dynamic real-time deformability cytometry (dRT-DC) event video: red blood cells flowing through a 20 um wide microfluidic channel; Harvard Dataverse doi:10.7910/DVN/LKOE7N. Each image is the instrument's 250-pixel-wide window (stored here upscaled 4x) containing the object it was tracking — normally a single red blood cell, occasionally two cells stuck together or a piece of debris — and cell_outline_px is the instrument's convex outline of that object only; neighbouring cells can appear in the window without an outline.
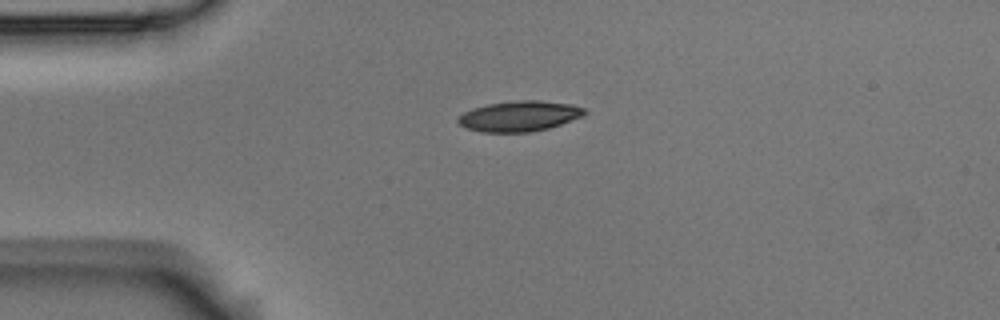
{"species": "Egyptian fruit bat (a non-hibernating species)", "species_latin": "Rousettus aegyptiacus", "temperature_condition": "room temperature", "stored_images_in_passage": 7, "camera_frame_rate_fps": 3000, "um_per_image_px": 0.085, "animal": {"sex": "male"}, "frame": {"image": 1, "passage_image": 1, "time_ms": 0.0, "image_size_px": [1000, 320], "cell_outline_px": [[588, 112], [584, 116], [548, 128], [528, 132], [480, 132], [468, 128], [460, 124], [456, 120], [464, 112], [472, 108], [488, 104], [516, 100], [540, 100], [572, 104], [584, 108]], "centroid_in_image_um": [44.17, 9.86], "position_along_channel_um": 40.8, "area_um2": 22.43}}
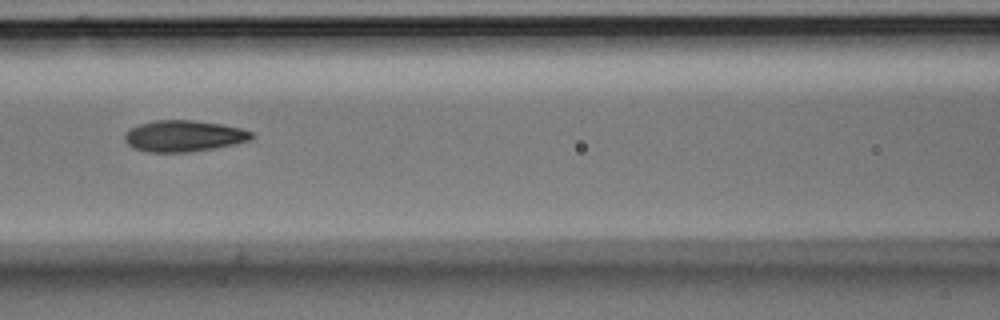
{"frame": {"image": 2, "passage_image": 4, "time_ms": 1.0, "image_size_px": [1000, 320], "cell_outline_px": [[256, 136], [248, 140], [236, 144], [188, 152], [148, 152], [132, 148], [124, 140], [124, 132], [128, 128], [140, 124], [156, 120], [192, 120], [220, 124], [240, 128], [252, 132]], "centroid_in_image_um": [15.58, 11.56], "position_along_channel_um": 151.0, "area_um2": 23.18}}
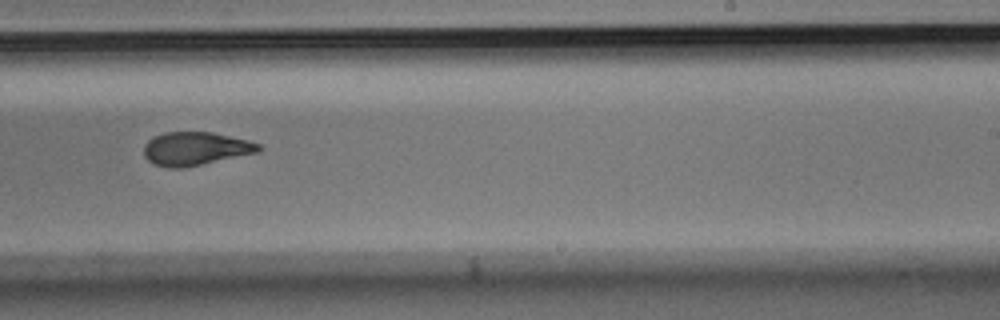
{"frame": {"image": 3, "passage_image": 7, "time_ms": 2.0, "image_size_px": [1000, 320], "cell_outline_px": [[260, 152], [180, 168], [168, 168], [152, 164], [144, 156], [144, 144], [152, 136], [164, 132], [212, 132], [248, 140], [260, 144]], "centroid_in_image_um": [16.57, 12.63], "position_along_channel_um": 272.4, "area_um2": 22.31}}